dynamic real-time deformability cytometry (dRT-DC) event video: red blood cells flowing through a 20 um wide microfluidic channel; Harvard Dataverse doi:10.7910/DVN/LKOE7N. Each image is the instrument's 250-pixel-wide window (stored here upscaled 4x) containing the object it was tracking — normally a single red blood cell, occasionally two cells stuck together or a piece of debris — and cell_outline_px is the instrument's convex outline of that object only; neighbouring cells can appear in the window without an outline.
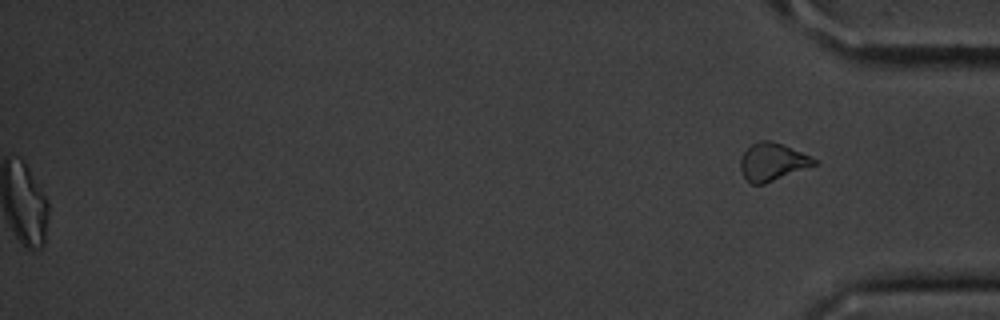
{"species": "common noctule bat (a hibernating species)", "species_latin": "Nyctalus noctula", "temperature_condition": "cold", "stored_images_in_passage": 56, "segment_of_instrument_passage": [2, 2], "camera_frame_rate_fps": 3000, "um_per_image_px": 0.085, "animal": {"sex": "male", "body_mass_g": 20.1, "forearm_length_mm": 53.5}, "frame": {"image": 1, "passage_image": 56, "time_ms": 18.333, "image_size_px": [1000, 320], "cell_outline_px": [[820, 164], [764, 184], [752, 184], [744, 176], [740, 168], [740, 156], [752, 144], [760, 140], [772, 140], [820, 160]], "centroid_in_image_um": [65.7, 13.76], "position_along_channel_um": 369.5, "area_um2": 16.36}}